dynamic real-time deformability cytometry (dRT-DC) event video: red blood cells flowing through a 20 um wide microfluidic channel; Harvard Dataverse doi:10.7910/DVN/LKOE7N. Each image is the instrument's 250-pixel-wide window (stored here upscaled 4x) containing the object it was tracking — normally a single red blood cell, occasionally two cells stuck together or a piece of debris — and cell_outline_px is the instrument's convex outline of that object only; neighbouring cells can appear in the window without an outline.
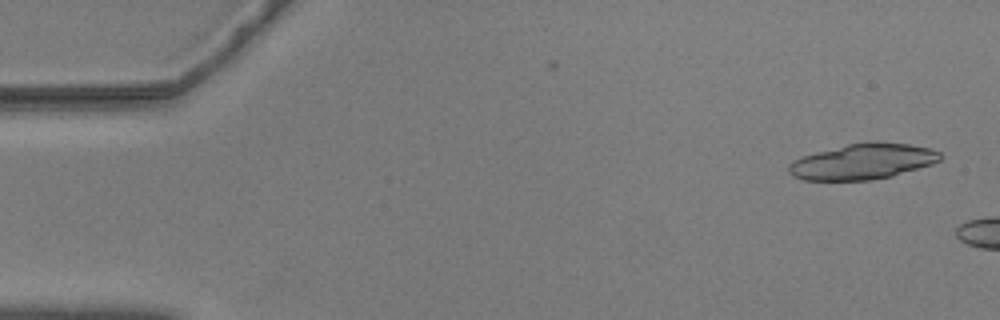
{"species": "common noctule bat (a hibernating species)", "species_latin": "Nyctalus noctula", "temperature_condition": "warm", "stored_images_in_passage": 6, "camera_frame_rate_fps": 3000, "um_per_image_px": 0.085, "animal": {"sex": "male", "body_mass_g": 20.5, "forearm_length_mm": 52.5}, "frame": {"image": 1, "passage_image": 2, "time_ms": 0.333, "image_size_px": [1000, 320], "cell_outline_px": [[940, 160], [932, 164], [892, 176], [868, 180], [804, 180], [792, 176], [788, 172], [788, 164], [792, 160], [800, 156], [848, 144], [876, 140], [908, 144], [932, 148], [940, 152]], "centroid_in_image_um": [73.31, 13.72], "position_along_channel_um": 11.7, "area_um2": 31.67}}